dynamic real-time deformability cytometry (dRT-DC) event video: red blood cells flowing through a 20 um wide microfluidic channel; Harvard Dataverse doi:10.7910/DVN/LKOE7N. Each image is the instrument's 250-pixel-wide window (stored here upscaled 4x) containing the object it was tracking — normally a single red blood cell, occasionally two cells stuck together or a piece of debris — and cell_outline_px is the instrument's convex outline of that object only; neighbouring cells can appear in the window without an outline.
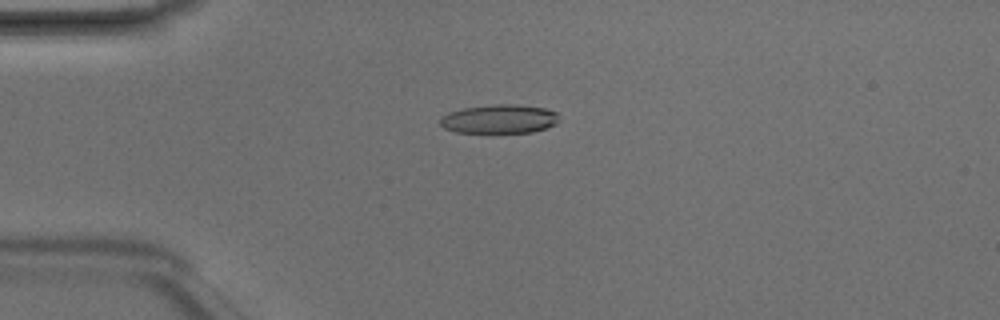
{"species": "Egyptian fruit bat (a non-hibernating species)", "species_latin": "Rousettus aegyptiacus", "temperature_condition": "room temperature", "stored_images_in_passage": 6, "camera_frame_rate_fps": 3000, "um_per_image_px": 0.085, "animal": {"sex": "male"}, "frame": {"image": 1, "passage_image": 3, "time_ms": 0.667, "image_size_px": [1000, 320], "cell_outline_px": [[560, 120], [556, 124], [532, 132], [456, 132], [444, 128], [440, 124], [440, 120], [448, 112], [464, 108], [492, 104], [516, 104], [544, 108], [556, 112]], "centroid_in_image_um": [42.46, 10.1], "position_along_channel_um": 42.5, "area_um2": 19.88}}
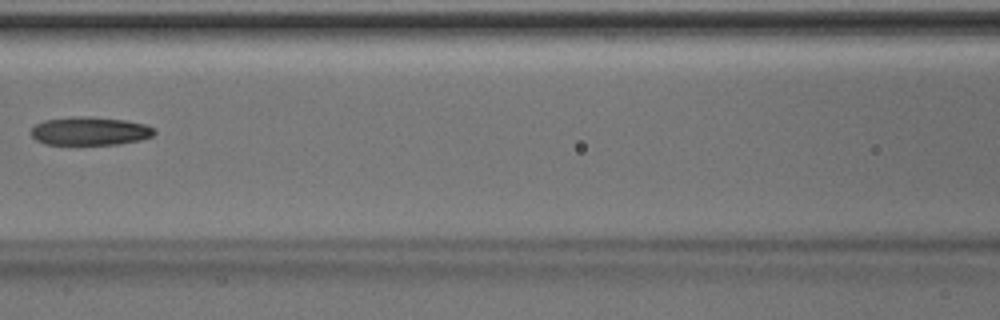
{"frame": {"image": 2, "passage_image": 6, "time_ms": 1.667, "image_size_px": [1000, 320], "cell_outline_px": [[156, 132], [152, 136], [140, 140], [120, 144], [44, 144], [36, 140], [32, 136], [32, 128], [36, 124], [44, 120], [72, 116], [88, 116], [124, 120], [144, 124], [156, 128]], "centroid_in_image_um": [7.65, 11.13], "position_along_channel_um": 158.9, "area_um2": 20.4}}